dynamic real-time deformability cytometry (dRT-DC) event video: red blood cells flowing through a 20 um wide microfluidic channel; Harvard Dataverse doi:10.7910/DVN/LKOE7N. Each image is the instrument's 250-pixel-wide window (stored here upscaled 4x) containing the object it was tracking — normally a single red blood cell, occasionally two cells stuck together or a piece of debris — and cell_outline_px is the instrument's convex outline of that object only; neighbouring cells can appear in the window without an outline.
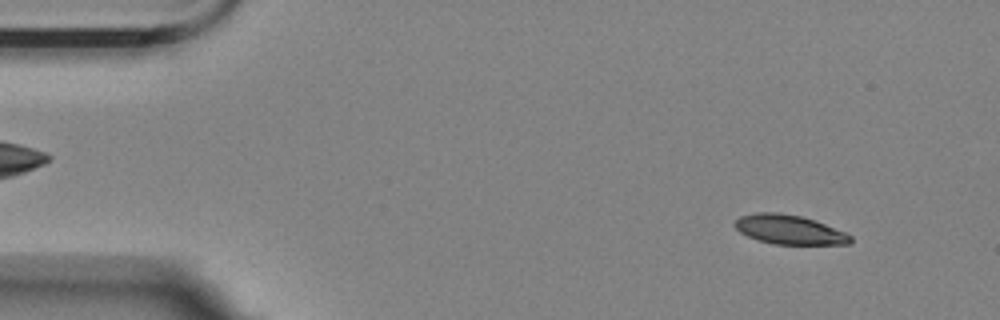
{"species": "Egyptian fruit bat (a non-hibernating species)", "species_latin": "Rousettus aegyptiacus", "temperature_condition": "room temperature", "stored_images_in_passage": 56, "segment_of_instrument_passage": [1, 2], "camera_frame_rate_fps": 3000, "um_per_image_px": 0.085, "animal": {"sex": "female"}, "frame": {"image": 1, "passage_image": 5, "time_ms": 1.333, "image_size_px": [1000, 320], "cell_outline_px": [[852, 240], [848, 244], [772, 244], [756, 240], [740, 232], [732, 224], [740, 216], [756, 212], [776, 212], [800, 216], [816, 220], [844, 232], [852, 236]], "centroid_in_image_um": [67.05, 19.51], "position_along_channel_um": 17.9, "area_um2": 19.77}}
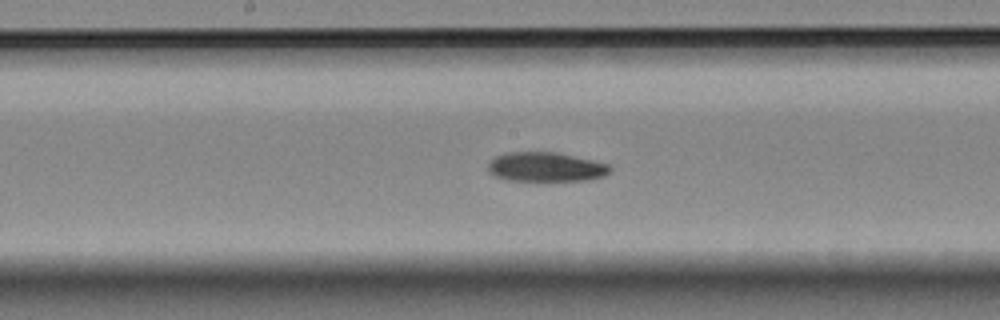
{"frame": {"image": 2, "passage_image": 28, "time_ms": 9.0, "image_size_px": [1000, 320], "cell_outline_px": [[612, 172], [604, 176], [588, 180], [540, 184], [504, 180], [488, 172], [488, 164], [496, 156], [508, 152], [552, 152], [592, 160], [608, 164], [612, 168]], "centroid_in_image_um": [46.39, 14.26], "position_along_channel_um": 201.8, "area_um2": 21.91}}
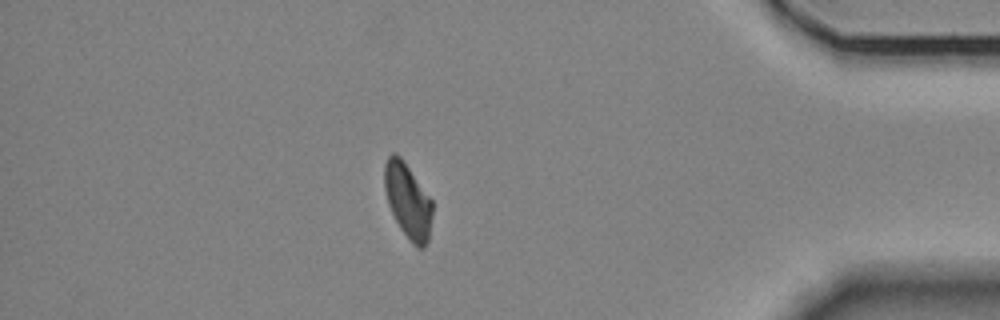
{"frame": {"image": 3, "passage_image": 48, "time_ms": 15.667, "image_size_px": [1000, 320], "cell_outline_px": [[432, 216], [428, 240], [424, 248], [416, 248], [412, 244], [400, 228], [388, 204], [384, 188], [384, 164], [388, 156], [392, 152], [396, 152], [400, 156], [432, 200]], "centroid_in_image_um": [34.65, 17.06], "position_along_channel_um": 400.5, "area_um2": 20.87}}